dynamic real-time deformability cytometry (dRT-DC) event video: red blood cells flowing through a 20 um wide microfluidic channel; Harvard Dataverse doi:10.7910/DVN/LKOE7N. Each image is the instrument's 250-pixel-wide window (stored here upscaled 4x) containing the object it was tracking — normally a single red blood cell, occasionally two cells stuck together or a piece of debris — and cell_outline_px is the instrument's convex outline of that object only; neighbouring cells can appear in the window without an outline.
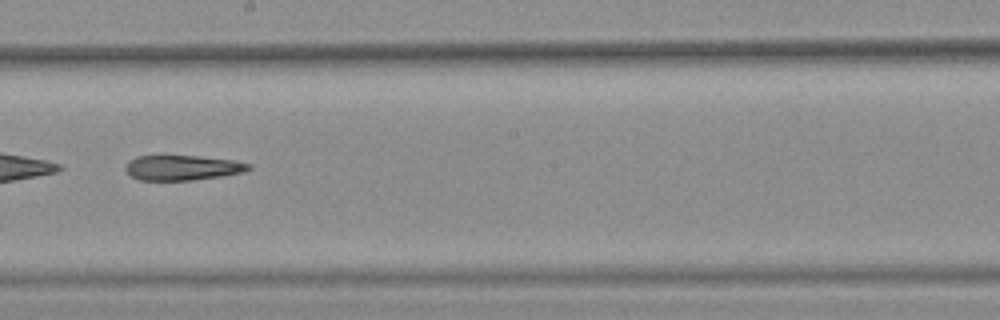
{"species": "common noctule bat (a hibernating species)", "species_latin": "Nyctalus noctula", "temperature_condition": "warm", "stored_images_in_passage": 29, "camera_frame_rate_fps": 3000, "um_per_image_px": 0.085, "animal": {"sex": "female", "body_mass_g": 25.1}, "frame": {"image": 1, "passage_image": 13, "time_ms": 4.0, "image_size_px": [1000, 320], "cell_outline_px": [[252, 168], [244, 172], [224, 176], [192, 180], [140, 180], [132, 176], [124, 168], [128, 160], [136, 156], [200, 156], [236, 160], [252, 164]], "centroid_in_image_um": [15.56, 14.25], "position_along_channel_um": 232.6, "area_um2": 18.15}}